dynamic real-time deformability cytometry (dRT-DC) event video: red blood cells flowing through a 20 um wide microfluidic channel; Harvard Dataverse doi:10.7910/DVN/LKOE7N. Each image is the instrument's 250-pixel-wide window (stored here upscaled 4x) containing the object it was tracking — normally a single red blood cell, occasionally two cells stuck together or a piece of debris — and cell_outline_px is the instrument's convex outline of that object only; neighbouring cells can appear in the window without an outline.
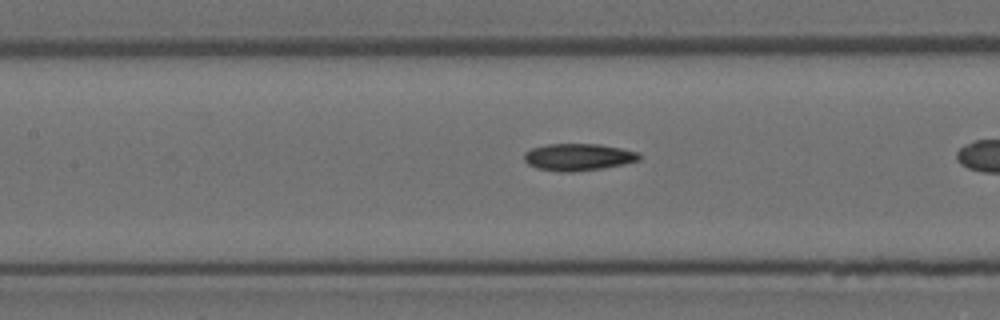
{"species": "Egyptian fruit bat (a non-hibernating species)", "species_latin": "Rousettus aegyptiacus", "temperature_condition": "room temperature", "stored_images_in_passage": 22, "camera_frame_rate_fps": 3000, "um_per_image_px": 0.085, "animal": {"sex": "female"}, "frame": {"image": 1, "passage_image": 7, "time_ms": 2.0, "image_size_px": [1000, 320], "cell_outline_px": [[640, 160], [624, 164], [604, 168], [572, 172], [560, 172], [536, 168], [528, 164], [524, 160], [524, 152], [532, 148], [544, 144], [600, 144], [640, 152]], "centroid_in_image_um": [49.14, 13.35], "position_along_channel_um": 158.3, "area_um2": 18.32}}
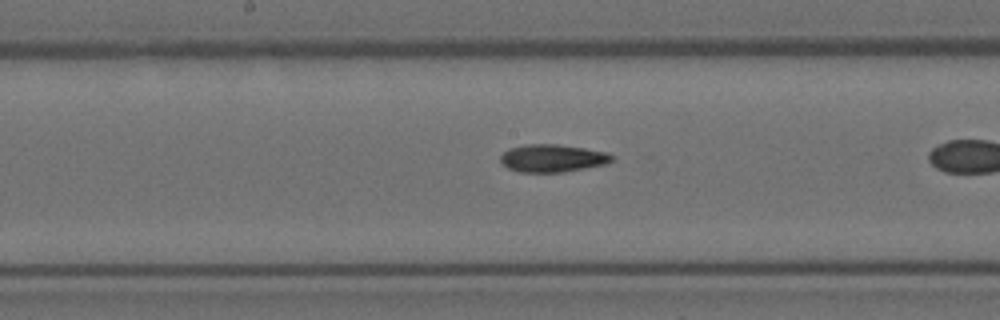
{"frame": {"image": 2, "passage_image": 10, "time_ms": 3.0, "image_size_px": [1000, 320], "cell_outline_px": [[612, 160], [604, 164], [564, 172], [520, 172], [508, 168], [500, 160], [500, 156], [508, 148], [524, 144], [556, 144], [584, 148], [608, 152], [612, 156]], "centroid_in_image_um": [46.93, 13.44], "position_along_channel_um": 201.3, "area_um2": 17.86}}
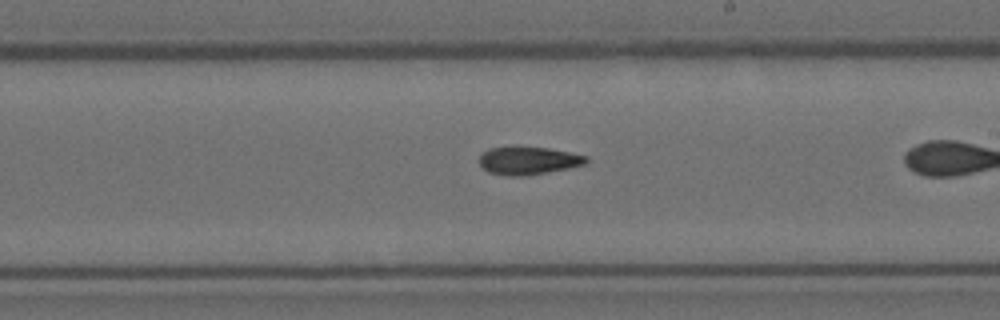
{"frame": {"image": 3, "passage_image": 13, "time_ms": 4.0, "image_size_px": [1000, 320], "cell_outline_px": [[588, 160], [584, 164], [568, 168], [520, 176], [508, 176], [488, 172], [480, 164], [480, 156], [488, 148], [512, 144], [516, 144], [548, 148], [588, 156]], "centroid_in_image_um": [44.85, 13.6], "position_along_channel_um": 244.1, "area_um2": 17.69}}